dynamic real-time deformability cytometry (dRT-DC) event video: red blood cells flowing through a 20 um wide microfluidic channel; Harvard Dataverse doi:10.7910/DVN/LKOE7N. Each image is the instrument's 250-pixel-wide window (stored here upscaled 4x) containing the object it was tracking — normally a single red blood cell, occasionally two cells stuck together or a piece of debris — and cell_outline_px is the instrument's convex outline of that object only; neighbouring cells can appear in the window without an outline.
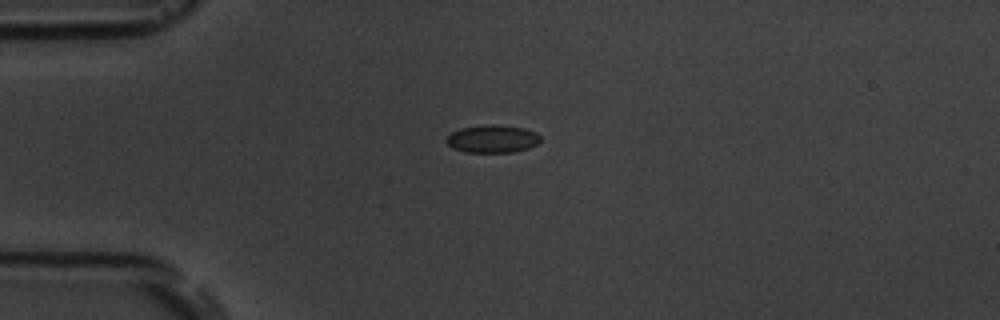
{"species": "common noctule bat (a hibernating species)", "species_latin": "Nyctalus noctula", "temperature_condition": "room temperature", "stored_images_in_passage": 8, "camera_frame_rate_fps": 3000, "um_per_image_px": 0.085, "animal": {"sex": "male", "body_mass_g": 19.5, "forearm_length_mm": 54.6}, "frame": {"image": 1, "passage_image": 3, "time_ms": 3.0, "image_size_px": [1000, 320], "cell_outline_px": [[540, 140], [536, 144], [528, 148], [512, 152], [464, 152], [452, 148], [448, 144], [448, 136], [452, 132], [460, 128], [488, 124], [492, 124], [524, 128], [536, 132], [540, 136]], "centroid_in_image_um": [41.86, 11.8], "position_along_channel_um": 43.1, "area_um2": 15.09}}
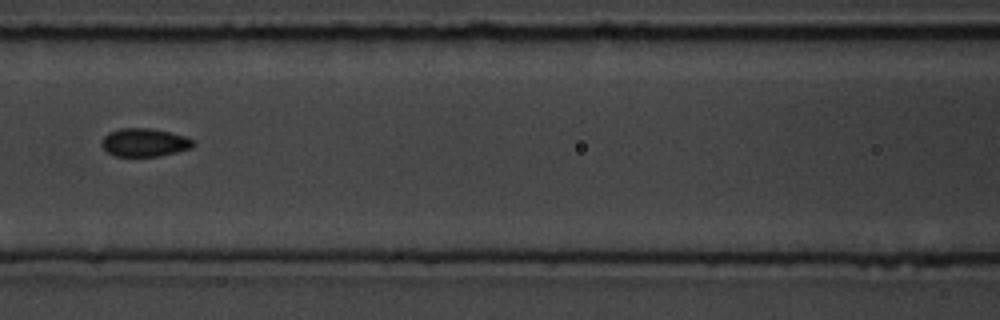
{"frame": {"image": 2, "passage_image": 6, "time_ms": 6.667, "image_size_px": [1000, 320], "cell_outline_px": [[196, 144], [192, 148], [160, 156], [116, 156], [108, 152], [100, 144], [100, 140], [108, 132], [120, 128], [152, 128], [184, 136], [192, 140]], "centroid_in_image_um": [12.26, 12.1], "position_along_channel_um": 154.3, "area_um2": 15.09}}
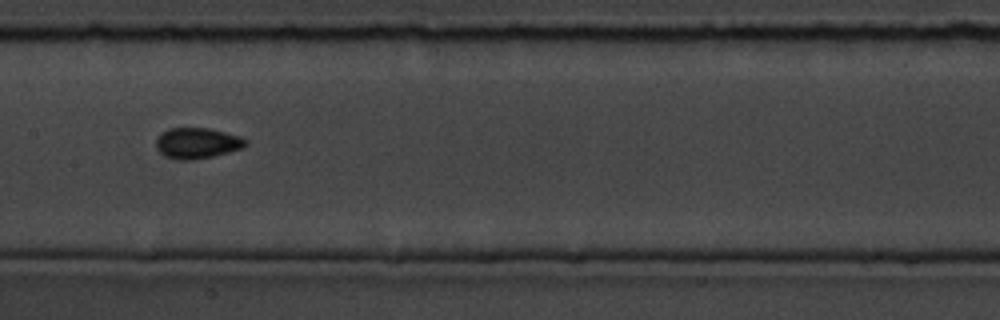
{"frame": {"image": 3, "passage_image": 7, "time_ms": 7.667, "image_size_px": [1000, 320], "cell_outline_px": [[248, 144], [244, 148], [212, 156], [192, 160], [176, 160], [164, 156], [156, 148], [156, 140], [168, 128], [208, 128], [240, 136], [248, 140]], "centroid_in_image_um": [16.78, 12.17], "position_along_channel_um": 190.6, "area_um2": 16.07}}